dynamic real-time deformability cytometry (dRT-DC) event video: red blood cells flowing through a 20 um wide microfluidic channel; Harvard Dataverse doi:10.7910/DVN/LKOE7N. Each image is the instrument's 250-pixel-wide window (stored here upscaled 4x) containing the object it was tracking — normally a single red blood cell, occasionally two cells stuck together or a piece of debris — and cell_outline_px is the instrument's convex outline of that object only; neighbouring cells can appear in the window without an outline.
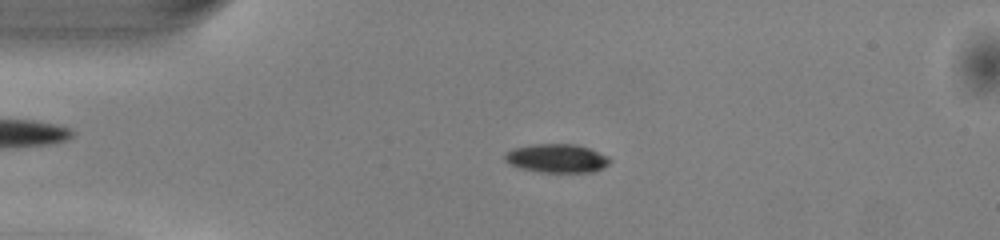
{"species": "common noctule bat (a hibernating species)", "species_latin": "Nyctalus noctula", "temperature_condition": "warm", "stored_images_in_passage": 50, "camera_frame_rate_fps": 3000, "um_per_image_px": 0.085, "animal": {"sex": "male", "body_mass_g": 13.0, "forearm_length_mm": 53.1}, "frame": {"image": 1, "passage_image": 11, "time_ms": 3.333, "image_size_px": [1000, 240], "cell_outline_px": [[612, 160], [604, 168], [592, 172], [540, 172], [520, 168], [508, 164], [504, 160], [504, 152], [512, 148], [528, 144], [576, 144], [588, 148], [608, 156]], "centroid_in_image_um": [47.29, 13.45], "position_along_channel_um": 37.7, "area_um2": 17.8}}
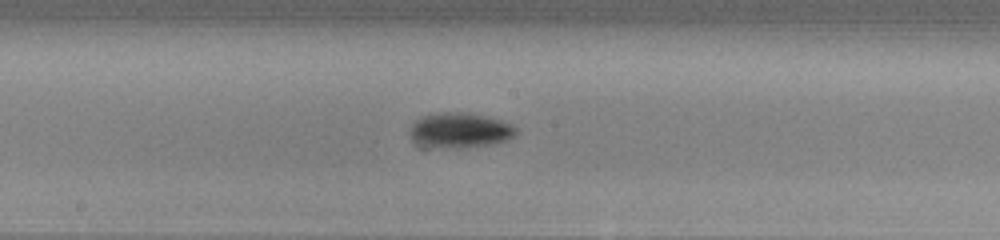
{"frame": {"image": 2, "passage_image": 26, "time_ms": 8.333, "image_size_px": [1000, 240], "cell_outline_px": [[516, 136], [508, 140], [496, 144], [464, 148], [420, 148], [412, 140], [408, 132], [412, 124], [420, 116], [436, 112], [468, 112], [488, 116], [512, 124], [516, 128]], "centroid_in_image_um": [39.05, 11.1], "position_along_channel_um": 209.2, "area_um2": 22.72}}
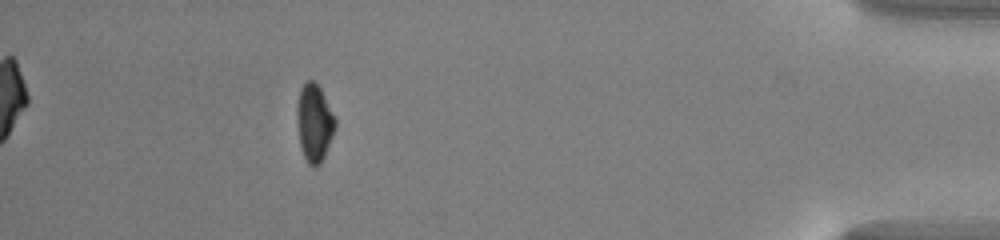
{"frame": {"image": 3, "passage_image": 45, "time_ms": 14.667, "image_size_px": [1000, 240], "cell_outline_px": [[336, 128], [324, 156], [320, 164], [316, 168], [312, 168], [308, 164], [300, 148], [296, 116], [296, 104], [300, 88], [308, 80], [312, 80], [320, 88], [336, 120]], "centroid_in_image_um": [26.69, 10.47], "position_along_channel_um": 408.5, "area_um2": 17.4}, "authors_computed_cell_mechanics": {"area_um2": 17.8024, "velocity_mm_per_s": 4.0752, "shape_relaxation_time_tau1_ms": 1.7373, "shape_relaxation_time_tau2_ms": null, "deformation_change_tau1": 0.1398, "deformation_change_tau2": null}}